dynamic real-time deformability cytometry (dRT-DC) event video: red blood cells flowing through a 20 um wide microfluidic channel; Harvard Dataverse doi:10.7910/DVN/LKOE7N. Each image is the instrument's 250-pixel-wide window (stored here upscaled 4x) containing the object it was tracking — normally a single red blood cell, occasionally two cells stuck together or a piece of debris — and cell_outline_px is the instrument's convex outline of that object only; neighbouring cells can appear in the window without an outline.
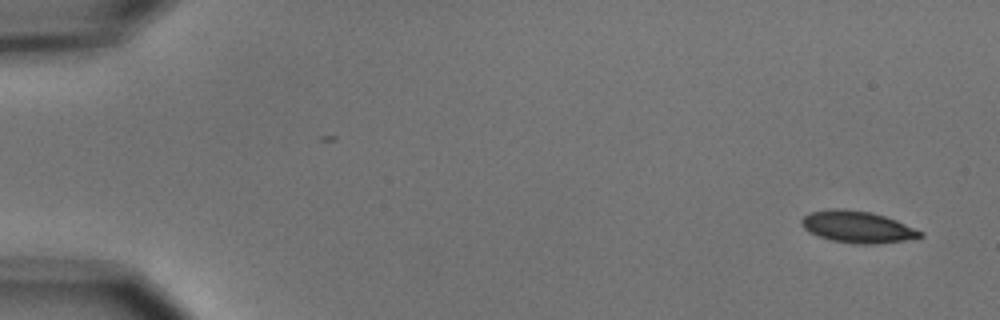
{"species": "common noctule bat (a hibernating species)", "species_latin": "Nyctalus noctula", "temperature_condition": "cold", "stored_images_in_passage": 6, "camera_frame_rate_fps": 3000, "um_per_image_px": 0.085, "animal": {"sex": "male", "body_mass_g": 15.6}, "frame": {"image": 1, "passage_image": 1, "time_ms": 0.0, "image_size_px": [1000, 320], "cell_outline_px": [[924, 236], [904, 240], [876, 244], [856, 244], [832, 240], [808, 232], [800, 224], [800, 220], [808, 212], [828, 208], [844, 208], [872, 212], [896, 220], [924, 232]], "centroid_in_image_um": [72.85, 19.27], "position_along_channel_um": 12.2, "area_um2": 22.14}}
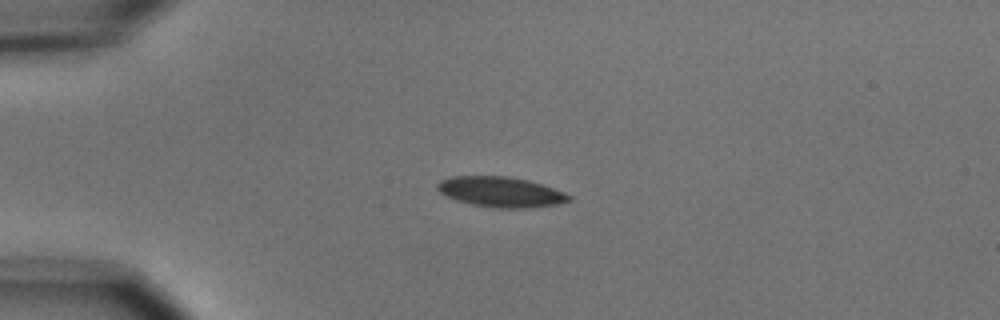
{"frame": {"image": 2, "passage_image": 4, "time_ms": 3.667, "image_size_px": [1000, 320], "cell_outline_px": [[572, 200], [556, 204], [528, 208], [496, 208], [472, 204], [456, 200], [440, 192], [436, 188], [436, 184], [440, 180], [452, 176], [508, 176], [528, 180], [564, 192], [572, 196]], "centroid_in_image_um": [42.55, 16.31], "position_along_channel_um": 42.4, "area_um2": 23.12}}
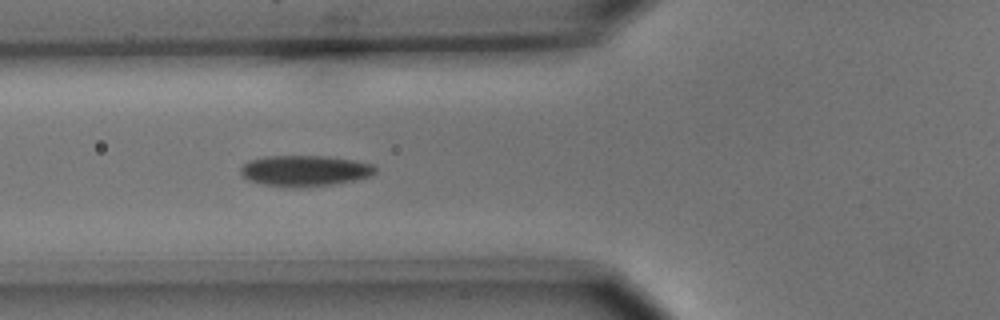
{"frame": {"image": 3, "passage_image": 6, "time_ms": 6.0, "image_size_px": [1000, 320], "cell_outline_px": [[376, 172], [368, 176], [356, 180], [332, 184], [292, 188], [264, 184], [248, 180], [240, 172], [240, 168], [248, 160], [264, 156], [328, 156], [356, 160], [372, 164], [376, 168]], "centroid_in_image_um": [25.9, 14.5], "position_along_channel_um": 99.9, "area_um2": 24.28}}